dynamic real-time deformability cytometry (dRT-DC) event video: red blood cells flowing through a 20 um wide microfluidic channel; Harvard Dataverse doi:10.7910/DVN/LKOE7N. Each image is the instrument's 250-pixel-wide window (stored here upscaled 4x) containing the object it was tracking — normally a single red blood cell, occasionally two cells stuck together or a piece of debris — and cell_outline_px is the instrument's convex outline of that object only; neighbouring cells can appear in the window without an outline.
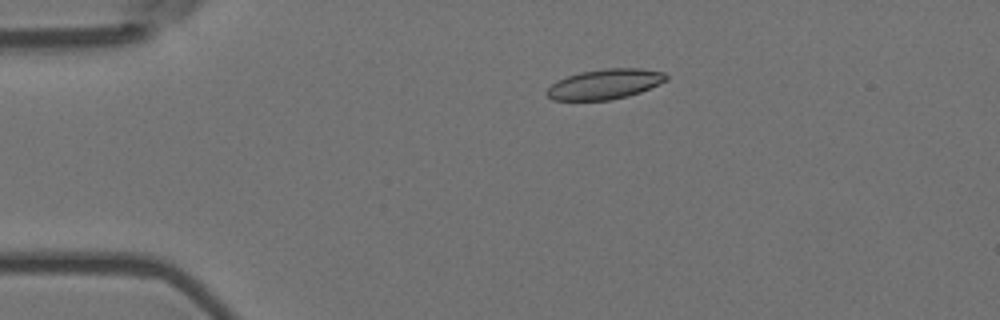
{"species": "Egyptian fruit bat (a non-hibernating species)", "species_latin": "Rousettus aegyptiacus", "temperature_condition": "room temperature", "stored_images_in_passage": 8, "camera_frame_rate_fps": 3000, "um_per_image_px": 0.085, "animal": {"sex": "female"}, "frame": {"image": 1, "passage_image": 1, "time_ms": 0.0, "image_size_px": [1000, 320], "cell_outline_px": [[668, 80], [660, 84], [640, 92], [628, 96], [608, 100], [552, 100], [544, 92], [556, 80], [580, 72], [604, 68], [640, 68], [664, 72], [668, 76]], "centroid_in_image_um": [51.42, 7.14], "position_along_channel_um": 33.6, "area_um2": 21.04}}
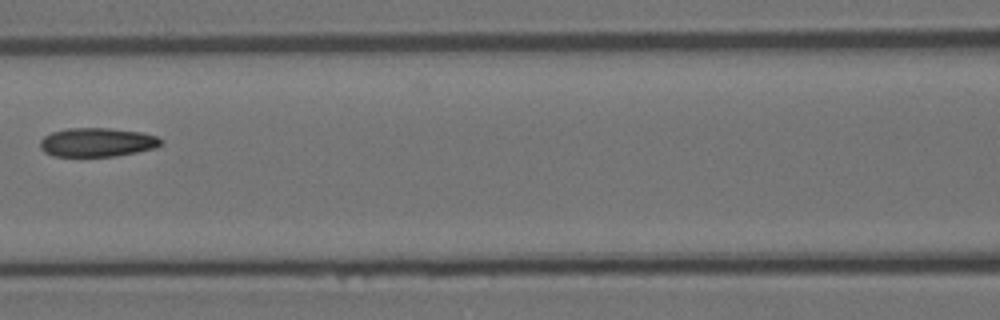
{"frame": {"image": 2, "passage_image": 5, "time_ms": 1.333, "image_size_px": [1000, 320], "cell_outline_px": [[164, 144], [156, 148], [116, 156], [52, 156], [44, 152], [40, 148], [40, 140], [44, 136], [52, 132], [68, 128], [108, 128], [140, 132], [156, 136], [164, 140]], "centroid_in_image_um": [8.27, 12.1], "position_along_channel_um": 158.3, "area_um2": 20.46}}
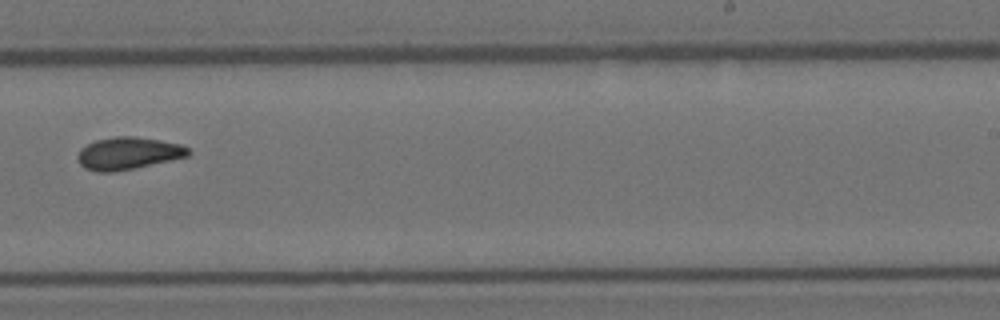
{"frame": {"image": 3, "passage_image": 8, "time_ms": 2.333, "image_size_px": [1000, 320], "cell_outline_px": [[192, 152], [188, 156], [136, 168], [112, 172], [96, 172], [84, 168], [80, 164], [76, 156], [80, 148], [96, 140], [116, 136], [136, 136], [160, 140], [180, 144], [188, 148]], "centroid_in_image_um": [10.88, 13.03], "position_along_channel_um": 278.1, "area_um2": 20.98}}